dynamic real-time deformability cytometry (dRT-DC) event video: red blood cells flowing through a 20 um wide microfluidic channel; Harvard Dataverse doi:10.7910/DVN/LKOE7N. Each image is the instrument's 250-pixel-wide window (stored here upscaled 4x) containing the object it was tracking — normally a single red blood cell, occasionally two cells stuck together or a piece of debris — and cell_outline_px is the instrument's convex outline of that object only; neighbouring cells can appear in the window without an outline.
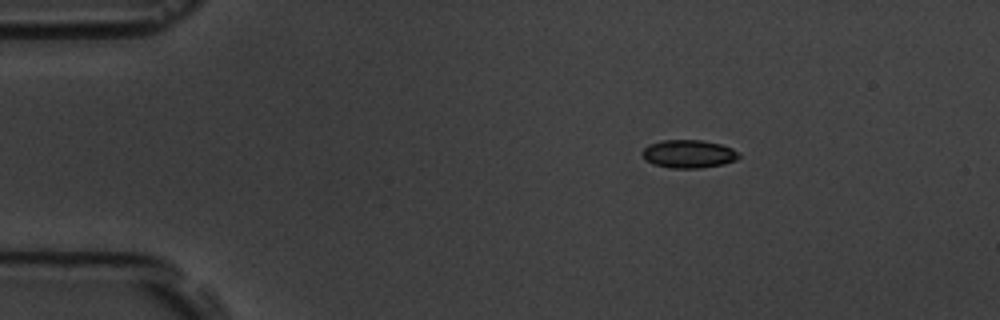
{"species": "common noctule bat (a hibernating species)", "species_latin": "Nyctalus noctula", "temperature_condition": "room temperature", "stored_images_in_passage": 5, "camera_frame_rate_fps": 3000, "um_per_image_px": 0.085, "animal": {"sex": "male", "body_mass_g": 19.5, "forearm_length_mm": 54.6}, "frame": {"image": 1, "passage_image": 1, "time_ms": 0.0, "image_size_px": [1000, 320], "cell_outline_px": [[740, 156], [736, 160], [724, 164], [700, 168], [668, 168], [652, 164], [644, 160], [640, 152], [648, 144], [664, 140], [700, 140], [720, 144], [732, 148], [740, 152]], "centroid_in_image_um": [58.5, 13.09], "position_along_channel_um": 26.5, "area_um2": 16.07}}
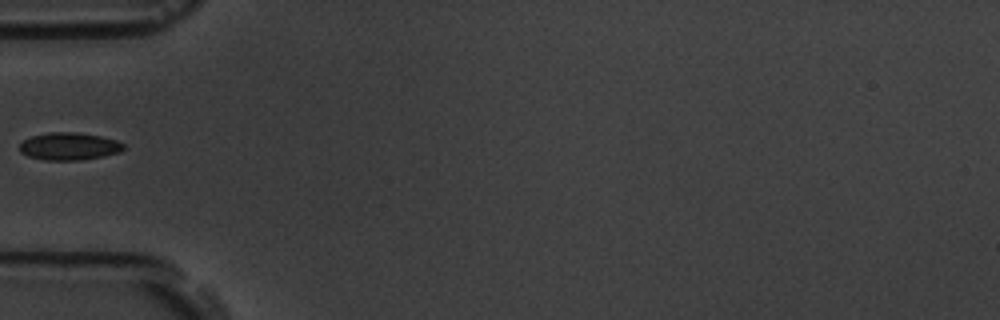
{"frame": {"image": 2, "passage_image": 4, "time_ms": 3.333, "image_size_px": [1000, 320], "cell_outline_px": [[124, 148], [120, 152], [104, 156], [80, 160], [44, 160], [28, 156], [20, 152], [20, 144], [24, 140], [32, 136], [48, 132], [76, 132], [100, 136], [116, 140], [124, 144]], "centroid_in_image_um": [5.88, 12.44], "position_along_channel_um": 79.1, "area_um2": 16.65}}
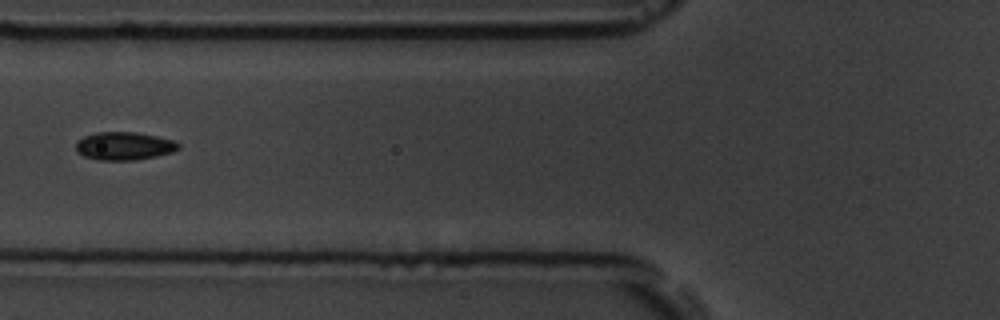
{"frame": {"image": 3, "passage_image": 5, "time_ms": 4.333, "image_size_px": [1000, 320], "cell_outline_px": [[180, 148], [172, 152], [156, 156], [136, 160], [100, 160], [84, 156], [76, 152], [76, 140], [84, 136], [96, 132], [136, 132], [156, 136], [172, 140], [180, 144]], "centroid_in_image_um": [10.53, 12.41], "position_along_channel_um": 115.3, "area_um2": 16.82}}